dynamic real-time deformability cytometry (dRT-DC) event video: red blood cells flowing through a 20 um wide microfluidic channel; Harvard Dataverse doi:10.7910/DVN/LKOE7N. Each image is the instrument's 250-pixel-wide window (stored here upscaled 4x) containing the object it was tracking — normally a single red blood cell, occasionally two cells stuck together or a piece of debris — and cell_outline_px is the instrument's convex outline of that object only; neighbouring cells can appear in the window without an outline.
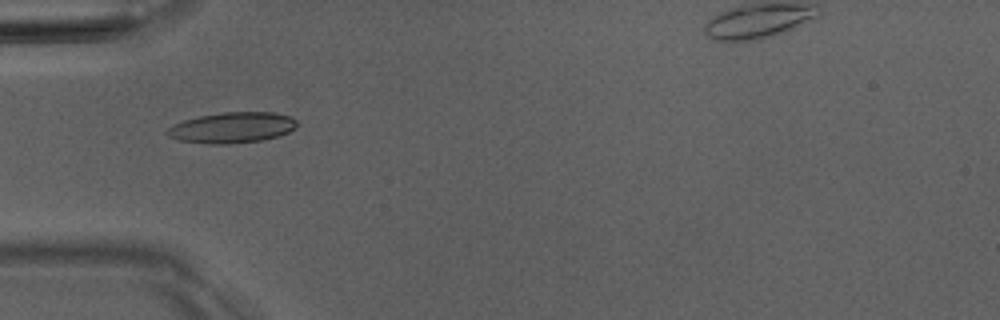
{"species": "Egyptian fruit bat (a non-hibernating species)", "species_latin": "Rousettus aegyptiacus", "temperature_condition": "room temperature", "stored_images_in_passage": 4, "camera_frame_rate_fps": 3000, "um_per_image_px": 0.085, "animal": {"sex": "male"}, "frame": {"image": 1, "passage_image": 3, "time_ms": 2.333, "image_size_px": [1000, 320], "cell_outline_px": [[296, 128], [288, 132], [276, 136], [260, 140], [228, 144], [208, 144], [180, 140], [168, 136], [164, 132], [168, 128], [184, 120], [200, 116], [220, 112], [272, 112], [288, 116], [296, 120]], "centroid_in_image_um": [19.71, 10.84], "position_along_channel_um": 65.3, "area_um2": 23.0}}